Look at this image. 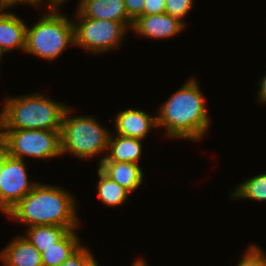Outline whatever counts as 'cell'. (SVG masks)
I'll use <instances>...</instances> for the list:
<instances>
[{
    "label": "cell",
    "mask_w": 266,
    "mask_h": 266,
    "mask_svg": "<svg viewBox=\"0 0 266 266\" xmlns=\"http://www.w3.org/2000/svg\"><path fill=\"white\" fill-rule=\"evenodd\" d=\"M197 81L190 79L160 108L157 126H164L169 138L199 140L209 127L205 98Z\"/></svg>",
    "instance_id": "cell-1"
},
{
    "label": "cell",
    "mask_w": 266,
    "mask_h": 266,
    "mask_svg": "<svg viewBox=\"0 0 266 266\" xmlns=\"http://www.w3.org/2000/svg\"><path fill=\"white\" fill-rule=\"evenodd\" d=\"M75 199L61 187L37 183L7 213L27 226L55 225L73 230L79 225Z\"/></svg>",
    "instance_id": "cell-2"
},
{
    "label": "cell",
    "mask_w": 266,
    "mask_h": 266,
    "mask_svg": "<svg viewBox=\"0 0 266 266\" xmlns=\"http://www.w3.org/2000/svg\"><path fill=\"white\" fill-rule=\"evenodd\" d=\"M0 112V129H40L61 131L68 106L35 93L9 97Z\"/></svg>",
    "instance_id": "cell-3"
},
{
    "label": "cell",
    "mask_w": 266,
    "mask_h": 266,
    "mask_svg": "<svg viewBox=\"0 0 266 266\" xmlns=\"http://www.w3.org/2000/svg\"><path fill=\"white\" fill-rule=\"evenodd\" d=\"M59 6L49 8V13L32 28L27 26L25 52L49 61L58 58L68 45H74V25L58 13Z\"/></svg>",
    "instance_id": "cell-4"
},
{
    "label": "cell",
    "mask_w": 266,
    "mask_h": 266,
    "mask_svg": "<svg viewBox=\"0 0 266 266\" xmlns=\"http://www.w3.org/2000/svg\"><path fill=\"white\" fill-rule=\"evenodd\" d=\"M71 109L64 113L60 131L61 153L74 154L76 157L90 158L108 150L109 130L89 116L69 117Z\"/></svg>",
    "instance_id": "cell-5"
},
{
    "label": "cell",
    "mask_w": 266,
    "mask_h": 266,
    "mask_svg": "<svg viewBox=\"0 0 266 266\" xmlns=\"http://www.w3.org/2000/svg\"><path fill=\"white\" fill-rule=\"evenodd\" d=\"M0 143L10 156L20 158H53L61 155L59 131L40 129H0Z\"/></svg>",
    "instance_id": "cell-6"
},
{
    "label": "cell",
    "mask_w": 266,
    "mask_h": 266,
    "mask_svg": "<svg viewBox=\"0 0 266 266\" xmlns=\"http://www.w3.org/2000/svg\"><path fill=\"white\" fill-rule=\"evenodd\" d=\"M74 22V45L80 46L87 52L102 53L118 48L122 37L129 29L124 23L78 17Z\"/></svg>",
    "instance_id": "cell-7"
},
{
    "label": "cell",
    "mask_w": 266,
    "mask_h": 266,
    "mask_svg": "<svg viewBox=\"0 0 266 266\" xmlns=\"http://www.w3.org/2000/svg\"><path fill=\"white\" fill-rule=\"evenodd\" d=\"M28 177L24 159L10 156L4 149V166L0 174V210L5 214L37 184L30 182Z\"/></svg>",
    "instance_id": "cell-8"
},
{
    "label": "cell",
    "mask_w": 266,
    "mask_h": 266,
    "mask_svg": "<svg viewBox=\"0 0 266 266\" xmlns=\"http://www.w3.org/2000/svg\"><path fill=\"white\" fill-rule=\"evenodd\" d=\"M75 16L121 22L129 29L133 25L126 12L124 0H79Z\"/></svg>",
    "instance_id": "cell-9"
},
{
    "label": "cell",
    "mask_w": 266,
    "mask_h": 266,
    "mask_svg": "<svg viewBox=\"0 0 266 266\" xmlns=\"http://www.w3.org/2000/svg\"><path fill=\"white\" fill-rule=\"evenodd\" d=\"M185 23L167 13L143 15L132 25V30L149 38H169L181 32Z\"/></svg>",
    "instance_id": "cell-10"
},
{
    "label": "cell",
    "mask_w": 266,
    "mask_h": 266,
    "mask_svg": "<svg viewBox=\"0 0 266 266\" xmlns=\"http://www.w3.org/2000/svg\"><path fill=\"white\" fill-rule=\"evenodd\" d=\"M116 135L124 137L144 138L151 127L157 128V118L148 115L143 110L127 109L120 111L115 117Z\"/></svg>",
    "instance_id": "cell-11"
},
{
    "label": "cell",
    "mask_w": 266,
    "mask_h": 266,
    "mask_svg": "<svg viewBox=\"0 0 266 266\" xmlns=\"http://www.w3.org/2000/svg\"><path fill=\"white\" fill-rule=\"evenodd\" d=\"M4 266H43L41 253L26 238L17 236L0 252Z\"/></svg>",
    "instance_id": "cell-12"
},
{
    "label": "cell",
    "mask_w": 266,
    "mask_h": 266,
    "mask_svg": "<svg viewBox=\"0 0 266 266\" xmlns=\"http://www.w3.org/2000/svg\"><path fill=\"white\" fill-rule=\"evenodd\" d=\"M26 29L27 25L22 19L14 13L0 9V46L5 53L13 49L25 51Z\"/></svg>",
    "instance_id": "cell-13"
},
{
    "label": "cell",
    "mask_w": 266,
    "mask_h": 266,
    "mask_svg": "<svg viewBox=\"0 0 266 266\" xmlns=\"http://www.w3.org/2000/svg\"><path fill=\"white\" fill-rule=\"evenodd\" d=\"M99 168L130 193L138 189L142 184L143 172L139 164L132 162L102 161L99 163Z\"/></svg>",
    "instance_id": "cell-14"
},
{
    "label": "cell",
    "mask_w": 266,
    "mask_h": 266,
    "mask_svg": "<svg viewBox=\"0 0 266 266\" xmlns=\"http://www.w3.org/2000/svg\"><path fill=\"white\" fill-rule=\"evenodd\" d=\"M117 136V137H116ZM115 139L110 134L108 150L105 157L100 158L102 161H116V162H132L138 164V160L142 155V139L124 137L116 135Z\"/></svg>",
    "instance_id": "cell-15"
},
{
    "label": "cell",
    "mask_w": 266,
    "mask_h": 266,
    "mask_svg": "<svg viewBox=\"0 0 266 266\" xmlns=\"http://www.w3.org/2000/svg\"><path fill=\"white\" fill-rule=\"evenodd\" d=\"M79 241L74 229L70 230L54 246L45 249L41 254L43 266H60L82 245Z\"/></svg>",
    "instance_id": "cell-16"
},
{
    "label": "cell",
    "mask_w": 266,
    "mask_h": 266,
    "mask_svg": "<svg viewBox=\"0 0 266 266\" xmlns=\"http://www.w3.org/2000/svg\"><path fill=\"white\" fill-rule=\"evenodd\" d=\"M70 230L67 227L55 225H35L27 230L25 236L42 254L58 241H60Z\"/></svg>",
    "instance_id": "cell-17"
},
{
    "label": "cell",
    "mask_w": 266,
    "mask_h": 266,
    "mask_svg": "<svg viewBox=\"0 0 266 266\" xmlns=\"http://www.w3.org/2000/svg\"><path fill=\"white\" fill-rule=\"evenodd\" d=\"M98 175L97 191L101 201L109 207L124 203L130 195V192L112 180L100 168H98Z\"/></svg>",
    "instance_id": "cell-18"
},
{
    "label": "cell",
    "mask_w": 266,
    "mask_h": 266,
    "mask_svg": "<svg viewBox=\"0 0 266 266\" xmlns=\"http://www.w3.org/2000/svg\"><path fill=\"white\" fill-rule=\"evenodd\" d=\"M237 187L232 192V198L266 201V173L249 178Z\"/></svg>",
    "instance_id": "cell-19"
},
{
    "label": "cell",
    "mask_w": 266,
    "mask_h": 266,
    "mask_svg": "<svg viewBox=\"0 0 266 266\" xmlns=\"http://www.w3.org/2000/svg\"><path fill=\"white\" fill-rule=\"evenodd\" d=\"M194 0H165V13L178 18L183 23L185 17L191 10Z\"/></svg>",
    "instance_id": "cell-20"
},
{
    "label": "cell",
    "mask_w": 266,
    "mask_h": 266,
    "mask_svg": "<svg viewBox=\"0 0 266 266\" xmlns=\"http://www.w3.org/2000/svg\"><path fill=\"white\" fill-rule=\"evenodd\" d=\"M95 261V258L89 249L85 246H80L67 260L60 266H90Z\"/></svg>",
    "instance_id": "cell-21"
},
{
    "label": "cell",
    "mask_w": 266,
    "mask_h": 266,
    "mask_svg": "<svg viewBox=\"0 0 266 266\" xmlns=\"http://www.w3.org/2000/svg\"><path fill=\"white\" fill-rule=\"evenodd\" d=\"M237 266H266V255L256 245H252Z\"/></svg>",
    "instance_id": "cell-22"
},
{
    "label": "cell",
    "mask_w": 266,
    "mask_h": 266,
    "mask_svg": "<svg viewBox=\"0 0 266 266\" xmlns=\"http://www.w3.org/2000/svg\"><path fill=\"white\" fill-rule=\"evenodd\" d=\"M128 17L134 22L138 17L143 16L145 0H124Z\"/></svg>",
    "instance_id": "cell-23"
},
{
    "label": "cell",
    "mask_w": 266,
    "mask_h": 266,
    "mask_svg": "<svg viewBox=\"0 0 266 266\" xmlns=\"http://www.w3.org/2000/svg\"><path fill=\"white\" fill-rule=\"evenodd\" d=\"M165 13V0H145L143 15Z\"/></svg>",
    "instance_id": "cell-24"
},
{
    "label": "cell",
    "mask_w": 266,
    "mask_h": 266,
    "mask_svg": "<svg viewBox=\"0 0 266 266\" xmlns=\"http://www.w3.org/2000/svg\"><path fill=\"white\" fill-rule=\"evenodd\" d=\"M43 0H0V9H8V7H12L13 5H17V3H24V4H33L38 6L41 4Z\"/></svg>",
    "instance_id": "cell-25"
},
{
    "label": "cell",
    "mask_w": 266,
    "mask_h": 266,
    "mask_svg": "<svg viewBox=\"0 0 266 266\" xmlns=\"http://www.w3.org/2000/svg\"><path fill=\"white\" fill-rule=\"evenodd\" d=\"M258 97L260 102L266 103V74L263 79L260 81V89L258 92Z\"/></svg>",
    "instance_id": "cell-26"
},
{
    "label": "cell",
    "mask_w": 266,
    "mask_h": 266,
    "mask_svg": "<svg viewBox=\"0 0 266 266\" xmlns=\"http://www.w3.org/2000/svg\"><path fill=\"white\" fill-rule=\"evenodd\" d=\"M3 166H4V147L0 143V174L3 170Z\"/></svg>",
    "instance_id": "cell-27"
},
{
    "label": "cell",
    "mask_w": 266,
    "mask_h": 266,
    "mask_svg": "<svg viewBox=\"0 0 266 266\" xmlns=\"http://www.w3.org/2000/svg\"><path fill=\"white\" fill-rule=\"evenodd\" d=\"M65 0H48V8H51L53 6H56L57 4H61L62 2H64Z\"/></svg>",
    "instance_id": "cell-28"
},
{
    "label": "cell",
    "mask_w": 266,
    "mask_h": 266,
    "mask_svg": "<svg viewBox=\"0 0 266 266\" xmlns=\"http://www.w3.org/2000/svg\"><path fill=\"white\" fill-rule=\"evenodd\" d=\"M131 266H148L144 260H137V262L133 263Z\"/></svg>",
    "instance_id": "cell-29"
},
{
    "label": "cell",
    "mask_w": 266,
    "mask_h": 266,
    "mask_svg": "<svg viewBox=\"0 0 266 266\" xmlns=\"http://www.w3.org/2000/svg\"><path fill=\"white\" fill-rule=\"evenodd\" d=\"M5 51L2 49V47L0 46V60L2 59V55Z\"/></svg>",
    "instance_id": "cell-30"
},
{
    "label": "cell",
    "mask_w": 266,
    "mask_h": 266,
    "mask_svg": "<svg viewBox=\"0 0 266 266\" xmlns=\"http://www.w3.org/2000/svg\"><path fill=\"white\" fill-rule=\"evenodd\" d=\"M90 266H99L97 261L95 260Z\"/></svg>",
    "instance_id": "cell-31"
}]
</instances>
